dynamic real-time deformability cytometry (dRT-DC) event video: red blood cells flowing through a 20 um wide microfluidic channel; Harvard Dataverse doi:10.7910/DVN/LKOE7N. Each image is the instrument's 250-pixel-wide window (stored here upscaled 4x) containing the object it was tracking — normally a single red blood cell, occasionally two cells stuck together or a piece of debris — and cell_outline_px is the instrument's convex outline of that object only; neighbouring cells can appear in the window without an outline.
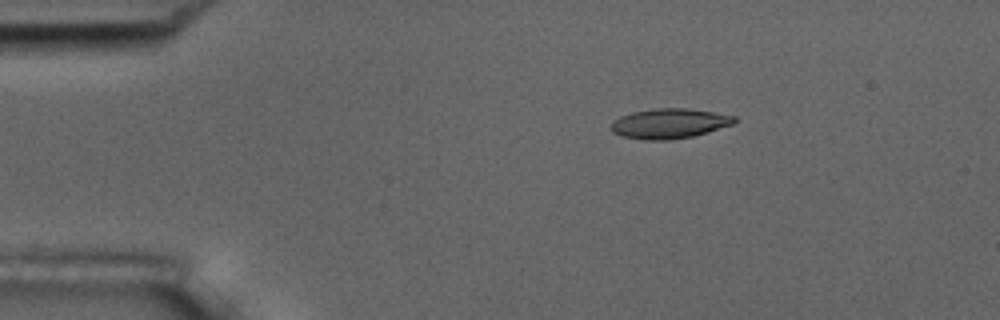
{"species": "common noctule bat (a hibernating species)", "species_latin": "Nyctalus noctula", "temperature_condition": "room temperature", "stored_images_in_passage": 4, "camera_frame_rate_fps": 3000, "um_per_image_px": 0.085, "animal": {"sex": "male", "body_mass_g": 17.5, "forearm_length_mm": 52.3}, "frame": {"image": 1, "passage_image": 2, "time_ms": 2.0, "image_size_px": [1000, 320], "cell_outline_px": [[736, 120], [732, 124], [708, 132], [692, 136], [668, 140], [644, 140], [620, 136], [612, 132], [612, 124], [620, 116], [632, 112], [656, 108], [688, 108], [736, 116]], "centroid_in_image_um": [56.89, 10.5], "position_along_channel_um": 28.1, "area_um2": 21.39}}
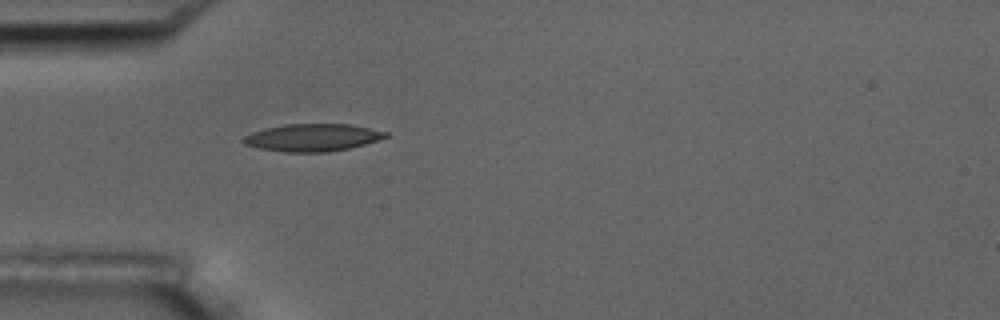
{"frame": {"image": 2, "passage_image": 4, "time_ms": 4.333, "image_size_px": [1000, 320], "cell_outline_px": [[388, 136], [364, 144], [348, 148], [324, 152], [284, 152], [260, 148], [244, 144], [240, 140], [244, 136], [252, 132], [264, 128], [288, 124], [352, 124], [388, 132]], "centroid_in_image_um": [26.53, 11.68], "position_along_channel_um": 58.5, "area_um2": 22.6}}